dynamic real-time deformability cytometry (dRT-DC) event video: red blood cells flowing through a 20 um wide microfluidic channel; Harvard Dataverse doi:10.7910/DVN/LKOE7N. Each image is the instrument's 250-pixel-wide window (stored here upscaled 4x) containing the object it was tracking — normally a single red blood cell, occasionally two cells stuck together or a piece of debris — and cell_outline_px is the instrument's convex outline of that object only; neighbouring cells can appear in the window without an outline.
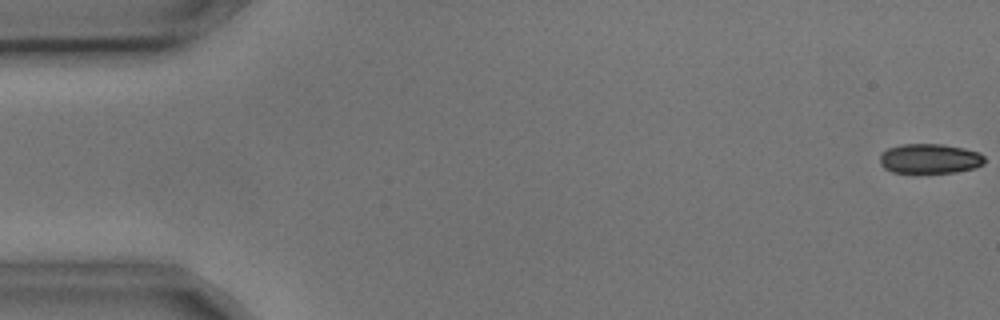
{"species": "common noctule bat (a hibernating species)", "species_latin": "Nyctalus noctula", "temperature_condition": "cold", "stored_images_in_passage": 5, "camera_frame_rate_fps": 3000, "um_per_image_px": 0.085, "animal": {"sex": "male", "body_mass_g": 17.9, "forearm_length_mm": 54.2}, "frame": {"image": 1, "passage_image": 1, "time_ms": 0.0, "image_size_px": [1000, 320], "cell_outline_px": [[984, 164], [976, 168], [956, 172], [892, 172], [884, 168], [880, 164], [880, 152], [888, 148], [900, 144], [944, 144], [964, 148], [980, 152], [984, 156]], "centroid_in_image_um": [79.03, 13.47], "position_along_channel_um": 6.0, "area_um2": 18.32}}